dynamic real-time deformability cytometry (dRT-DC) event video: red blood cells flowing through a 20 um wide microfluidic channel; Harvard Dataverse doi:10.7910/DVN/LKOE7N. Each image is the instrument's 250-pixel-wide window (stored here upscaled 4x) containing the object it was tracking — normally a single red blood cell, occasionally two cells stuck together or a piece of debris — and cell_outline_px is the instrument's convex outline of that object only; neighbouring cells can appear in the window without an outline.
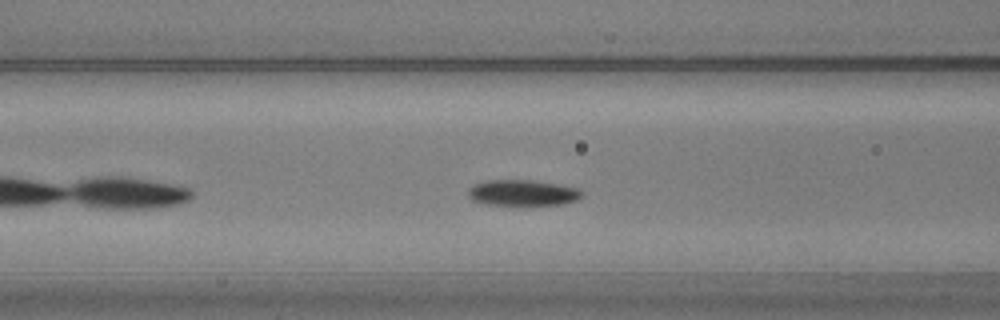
{"species": "common noctule bat (a hibernating species)", "species_latin": "Nyctalus noctula", "temperature_condition": "warm", "stored_images_in_passage": 37, "camera_frame_rate_fps": 3000, "um_per_image_px": 0.085, "animal": {"sex": "male", "body_mass_g": 20.5, "forearm_length_mm": 52.5}, "frame": {"image": 1, "passage_image": 10, "time_ms": 3.0, "image_size_px": [1000, 320], "cell_outline_px": [[584, 196], [576, 200], [560, 204], [484, 204], [472, 200], [468, 196], [468, 188], [476, 184], [488, 180], [532, 180], [580, 188], [584, 192]], "centroid_in_image_um": [44.45, 16.37], "position_along_channel_um": 122.2, "area_um2": 16.99}}
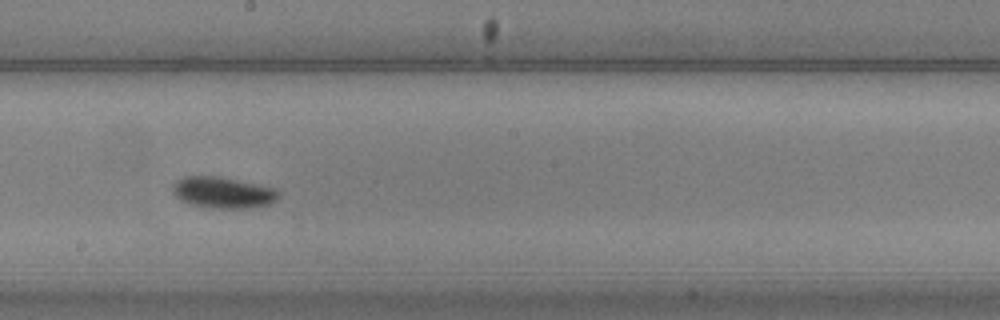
{"frame": {"image": 2, "passage_image": 19, "time_ms": 6.0, "image_size_px": [1000, 320], "cell_outline_px": [[280, 196], [276, 200], [268, 204], [248, 208], [212, 208], [192, 204], [180, 200], [172, 192], [172, 184], [176, 180], [184, 176], [220, 176], [260, 184], [276, 188], [280, 192]], "centroid_in_image_um": [18.96, 16.35], "position_along_channel_um": 229.2, "area_um2": 19.54}}
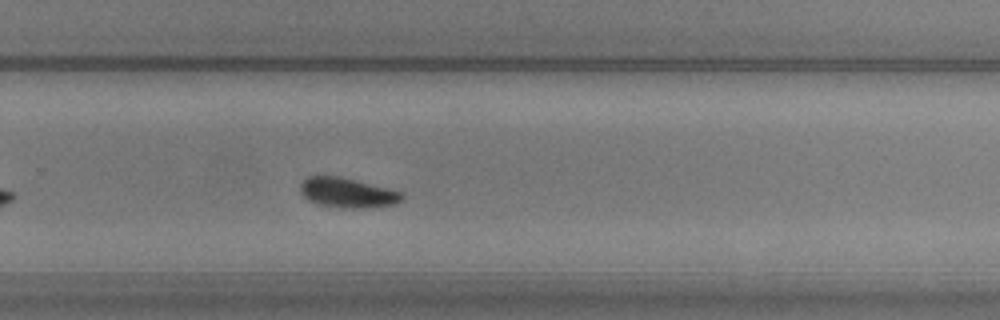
{"frame": {"image": 3, "passage_image": 25, "time_ms": 8.0, "image_size_px": [1000, 320], "cell_outline_px": [[404, 196], [400, 200], [392, 204], [360, 208], [340, 208], [320, 204], [308, 200], [300, 192], [300, 184], [308, 176], [336, 176], [388, 188], [400, 192]], "centroid_in_image_um": [29.47, 16.38], "position_along_channel_um": 300.3, "area_um2": 17.22}, "authors_computed_cell_mechanics": {"area_um2": 18.0336, "velocity_mm_per_s": 3.5717, "shape_relaxation_time_tau1_ms": 4.0873, "shape_relaxation_time_tau2_ms": null, "deformation_change_tau1": 0.1637, "deformation_change_tau2": null}}